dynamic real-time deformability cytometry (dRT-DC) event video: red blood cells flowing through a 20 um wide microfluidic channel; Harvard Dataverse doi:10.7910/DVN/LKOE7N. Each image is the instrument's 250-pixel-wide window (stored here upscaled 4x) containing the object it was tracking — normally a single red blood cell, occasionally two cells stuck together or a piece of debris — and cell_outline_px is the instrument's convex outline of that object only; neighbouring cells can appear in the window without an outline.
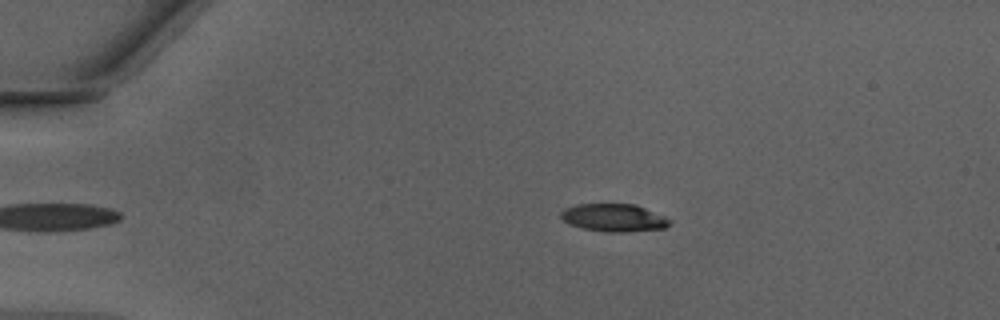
{"species": "Egyptian fruit bat (a non-hibernating species)", "species_latin": "Rousettus aegyptiacus", "temperature_condition": "warm", "stored_images_in_passage": 40, "camera_frame_rate_fps": 3000, "um_per_image_px": 0.085, "animal": {"sex": "male"}, "frame": {"image": 1, "passage_image": 2, "time_ms": 0.333, "image_size_px": [1000, 320], "cell_outline_px": [[672, 224], [664, 228], [624, 232], [608, 232], [584, 228], [568, 224], [560, 216], [560, 212], [564, 208], [576, 204], [636, 204], [664, 216], [672, 220]], "centroid_in_image_um": [52.18, 18.5], "position_along_channel_um": 32.8, "area_um2": 17.63}}
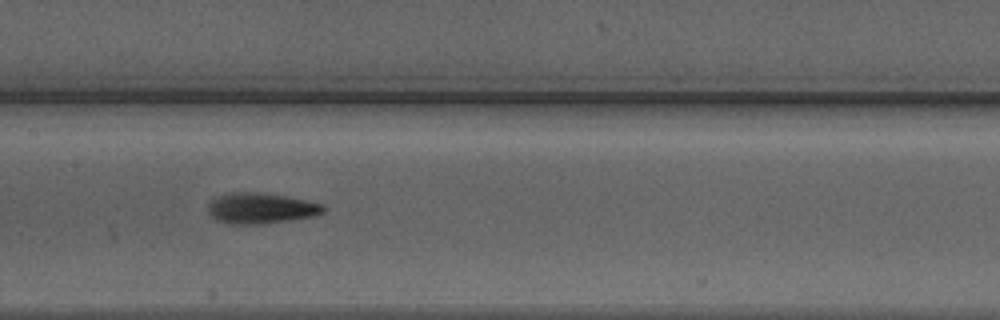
{"frame": {"image": 2, "passage_image": 17, "time_ms": 5.333, "image_size_px": [1000, 320], "cell_outline_px": [[328, 208], [324, 212], [312, 216], [268, 224], [228, 224], [212, 216], [208, 212], [208, 204], [216, 196], [228, 192], [256, 192], [284, 196], [308, 200], [324, 204]], "centroid_in_image_um": [22.2, 17.7], "position_along_channel_um": 185.2, "area_um2": 20.81}}
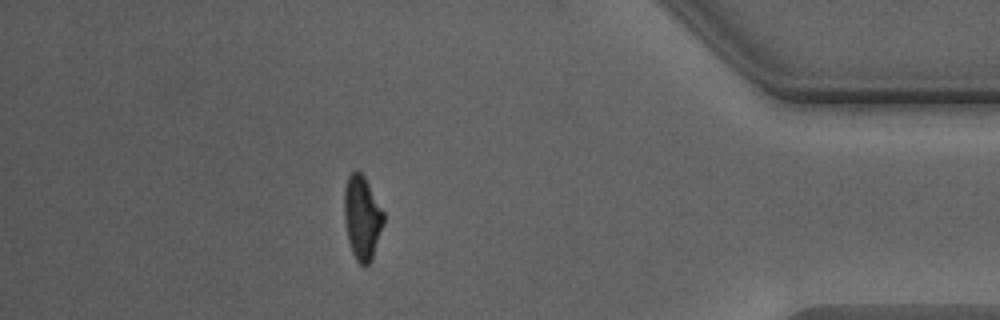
{"frame": {"image": 3, "passage_image": 35, "time_ms": 11.333, "image_size_px": [1000, 320], "cell_outline_px": [[384, 224], [372, 260], [364, 268], [356, 260], [352, 252], [348, 240], [344, 220], [344, 188], [348, 176], [356, 168], [364, 176], [384, 212]], "centroid_in_image_um": [30.78, 18.51], "position_along_channel_um": 404.4, "area_um2": 19.48}, "authors_computed_cell_mechanics": {"area_um2": 19.1029, "velocity_mm_per_s": 4.2878, "shape_relaxation_time_tau1_ms": 2.7277, "shape_relaxation_time_tau2_ms": 1.8244, "deformation_change_tau1": 0.1586, "deformation_change_tau2": 0.1066}}